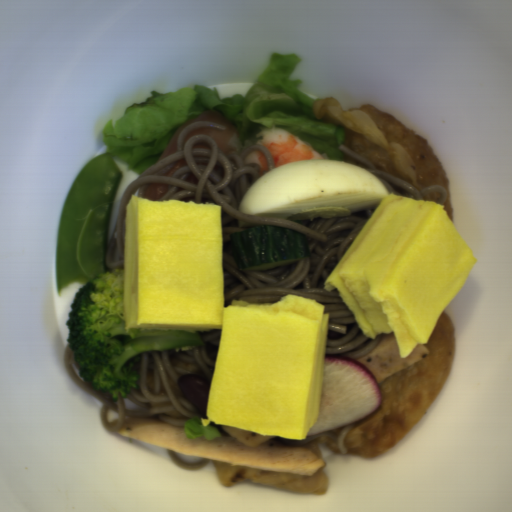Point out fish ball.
Returning a JSON list of instances; mask_svg holds the SVG:
<instances>
[{
	"mask_svg": "<svg viewBox=\"0 0 512 512\" xmlns=\"http://www.w3.org/2000/svg\"><path fill=\"white\" fill-rule=\"evenodd\" d=\"M222 427L229 432L235 439L246 445L247 447H257L270 440L275 439L276 436H264L256 432L239 429L234 427L223 426Z\"/></svg>",
	"mask_w": 512,
	"mask_h": 512,
	"instance_id": "1",
	"label": "fish ball"
}]
</instances>
